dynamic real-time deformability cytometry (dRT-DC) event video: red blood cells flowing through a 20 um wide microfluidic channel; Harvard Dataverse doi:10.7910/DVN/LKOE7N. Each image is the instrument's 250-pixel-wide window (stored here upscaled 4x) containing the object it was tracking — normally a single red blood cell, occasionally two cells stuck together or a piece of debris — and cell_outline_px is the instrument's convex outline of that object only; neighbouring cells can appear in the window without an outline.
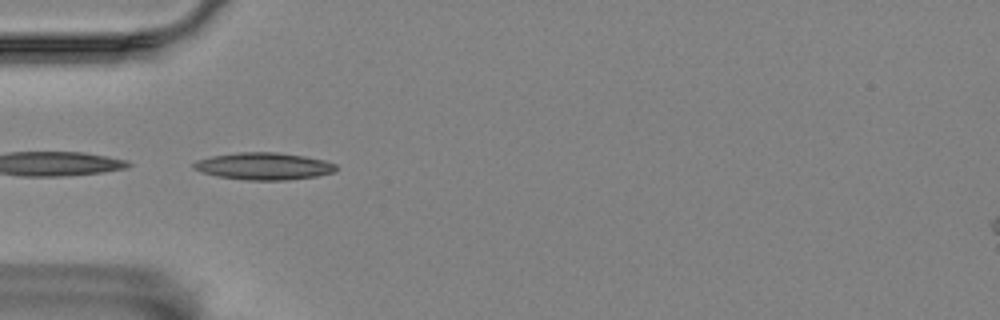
{"species": "Egyptian fruit bat (a non-hibernating species)", "species_latin": "Rousettus aegyptiacus", "temperature_condition": "room temperature", "stored_images_in_passage": 5, "camera_frame_rate_fps": 3000, "um_per_image_px": 0.085, "animal": {"sex": "female"}, "frame": {"image": 1, "passage_image": 1, "time_ms": 0.0, "image_size_px": [1000, 320], "cell_outline_px": [[336, 172], [316, 176], [284, 180], [248, 180], [220, 176], [204, 172], [192, 168], [192, 164], [196, 160], [212, 156], [236, 152], [276, 152], [304, 156], [324, 160], [336, 164]], "centroid_in_image_um": [22.43, 14.11], "position_along_channel_um": 62.6, "area_um2": 22.37}}
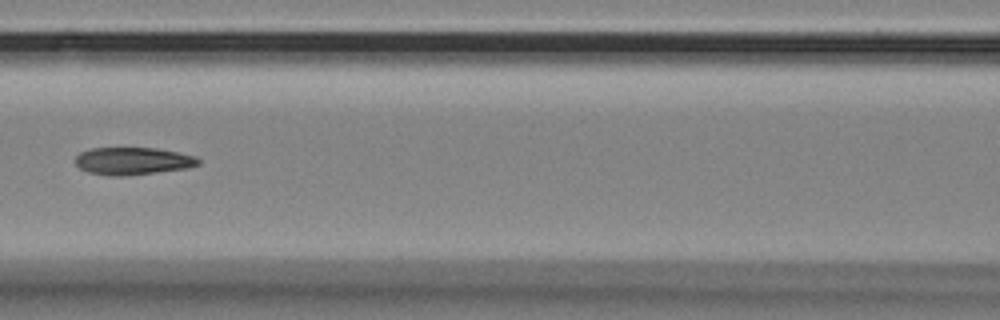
{"frame": {"image": 2, "passage_image": 3, "time_ms": 2.667, "image_size_px": [1000, 320], "cell_outline_px": [[200, 164], [188, 168], [120, 176], [112, 176], [88, 172], [80, 168], [76, 164], [76, 156], [80, 152], [92, 148], [156, 148], [196, 156], [200, 160]], "centroid_in_image_um": [11.29, 13.68], "position_along_channel_um": 155.3, "area_um2": 19.48}}
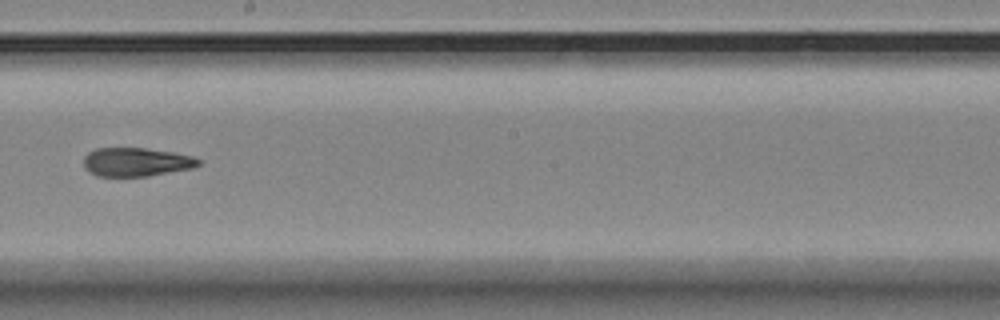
{"frame": {"image": 3, "passage_image": 5, "time_ms": 5.0, "image_size_px": [1000, 320], "cell_outline_px": [[200, 164], [192, 168], [148, 176], [96, 176], [88, 172], [84, 168], [84, 156], [88, 152], [96, 148], [144, 148], [172, 152], [192, 156], [200, 160]], "centroid_in_image_um": [11.54, 13.77], "position_along_channel_um": 236.7, "area_um2": 19.19}}